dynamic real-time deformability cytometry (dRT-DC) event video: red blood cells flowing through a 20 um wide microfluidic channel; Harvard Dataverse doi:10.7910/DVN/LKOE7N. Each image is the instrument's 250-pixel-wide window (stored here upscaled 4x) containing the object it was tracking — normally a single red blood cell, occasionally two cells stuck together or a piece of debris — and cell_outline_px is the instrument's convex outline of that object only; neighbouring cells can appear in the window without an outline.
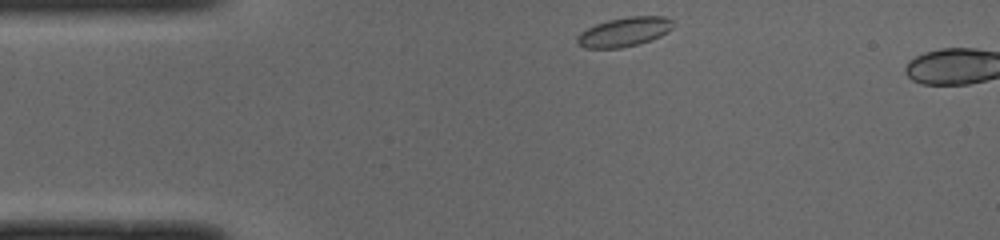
{"species": "common noctule bat (a hibernating species)", "species_latin": "Nyctalus noctula", "temperature_condition": "cold", "stored_images_in_passage": 3, "camera_frame_rate_fps": 3000, "um_per_image_px": 0.085, "animal": {"sex": "male", "body_mass_g": 19.0, "forearm_length_mm": 50.8}, "frame": {"image": 1, "passage_image": 1, "time_ms": 0.0, "image_size_px": [1000, 240], "cell_outline_px": [[672, 28], [668, 32], [652, 40], [640, 44], [620, 48], [584, 48], [576, 44], [576, 36], [580, 32], [596, 24], [608, 20], [628, 16], [664, 16], [672, 20]], "centroid_in_image_um": [53.04, 2.72], "position_along_channel_um": 32.0, "area_um2": 16.53}}